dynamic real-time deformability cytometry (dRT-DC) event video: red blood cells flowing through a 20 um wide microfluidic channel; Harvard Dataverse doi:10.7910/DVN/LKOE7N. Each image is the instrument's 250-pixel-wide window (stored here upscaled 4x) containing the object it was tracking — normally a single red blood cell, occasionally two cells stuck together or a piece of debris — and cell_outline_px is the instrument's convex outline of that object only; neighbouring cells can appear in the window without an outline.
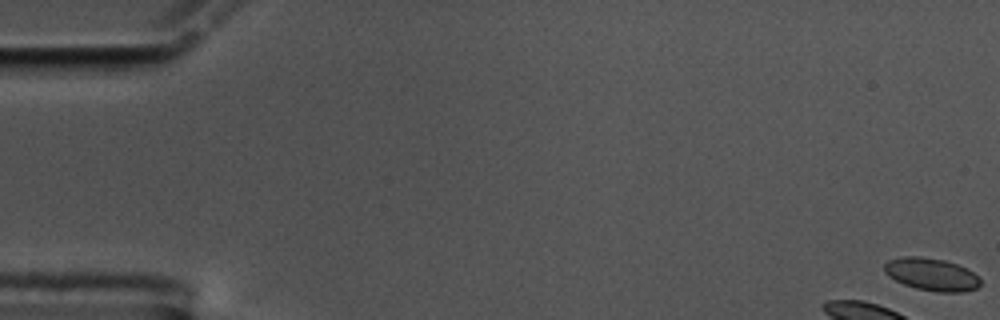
{"species": "common noctule bat (a hibernating species)", "species_latin": "Nyctalus noctula", "temperature_condition": "cold", "stored_images_in_passage": 11, "camera_frame_rate_fps": 3000, "um_per_image_px": 0.085, "animal": {"sex": "male", "body_mass_g": 17.5, "forearm_length_mm": 52.3}, "frame": {"image": 1, "passage_image": 1, "time_ms": 0.0, "image_size_px": [1000, 320], "cell_outline_px": [[980, 284], [976, 288], [964, 292], [936, 292], [916, 288], [904, 284], [888, 276], [884, 272], [884, 264], [888, 260], [900, 256], [920, 256], [944, 260], [956, 264], [972, 272], [980, 280]], "centroid_in_image_um": [79.13, 23.32], "position_along_channel_um": 5.9, "area_um2": 18.15}}